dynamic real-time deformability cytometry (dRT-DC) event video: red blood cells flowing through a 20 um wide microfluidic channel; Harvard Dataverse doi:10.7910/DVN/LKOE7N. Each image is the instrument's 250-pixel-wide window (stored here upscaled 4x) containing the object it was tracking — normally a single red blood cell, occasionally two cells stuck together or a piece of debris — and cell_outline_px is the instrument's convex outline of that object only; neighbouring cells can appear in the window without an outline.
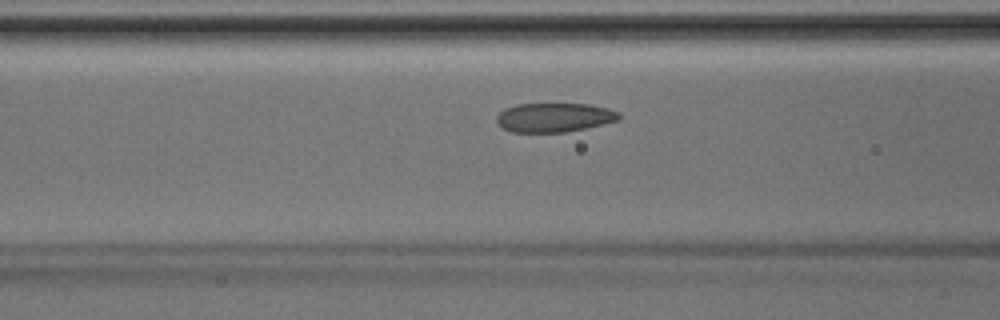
{"species": "Egyptian fruit bat (a non-hibernating species)", "species_latin": "Rousettus aegyptiacus", "temperature_condition": "room temperature", "stored_images_in_passage": 30, "camera_frame_rate_fps": 3000, "um_per_image_px": 0.085, "animal": {"sex": "male"}, "frame": {"image": 1, "passage_image": 4, "time_ms": 1.0, "image_size_px": [1000, 320], "cell_outline_px": [[620, 120], [584, 128], [564, 132], [512, 132], [504, 128], [496, 120], [496, 116], [504, 108], [516, 104], [588, 104], [608, 108], [620, 112]], "centroid_in_image_um": [47.12, 9.97], "position_along_channel_um": 119.5, "area_um2": 20.69}}
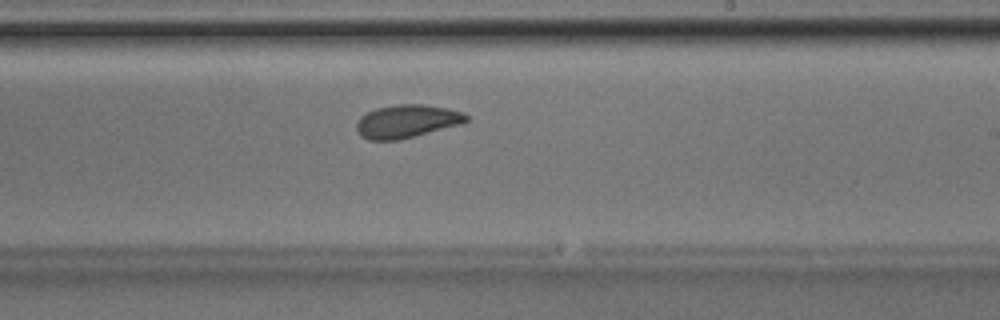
{"frame": {"image": 2, "passage_image": 13, "time_ms": 4.0, "image_size_px": [1000, 320], "cell_outline_px": [[468, 120], [464, 124], [400, 140], [368, 140], [360, 136], [356, 128], [356, 124], [360, 116], [376, 108], [400, 104], [424, 104], [448, 108], [464, 112], [468, 116]], "centroid_in_image_um": [34.61, 10.32], "position_along_channel_um": 254.4, "area_um2": 21.5}}
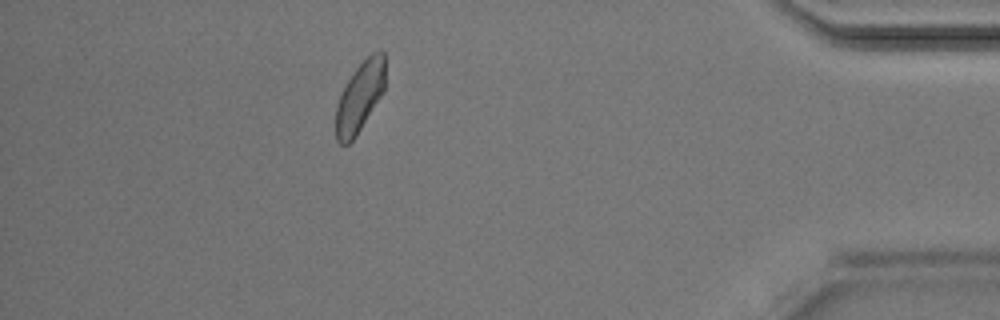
{"frame": {"image": 3, "passage_image": 26, "time_ms": 8.333, "image_size_px": [1000, 320], "cell_outline_px": [[384, 92], [356, 136], [348, 144], [340, 144], [336, 140], [336, 108], [340, 96], [348, 80], [356, 68], [372, 52], [380, 48], [384, 52]], "centroid_in_image_um": [30.6, 8.23], "position_along_channel_um": 404.6, "area_um2": 20.0}}